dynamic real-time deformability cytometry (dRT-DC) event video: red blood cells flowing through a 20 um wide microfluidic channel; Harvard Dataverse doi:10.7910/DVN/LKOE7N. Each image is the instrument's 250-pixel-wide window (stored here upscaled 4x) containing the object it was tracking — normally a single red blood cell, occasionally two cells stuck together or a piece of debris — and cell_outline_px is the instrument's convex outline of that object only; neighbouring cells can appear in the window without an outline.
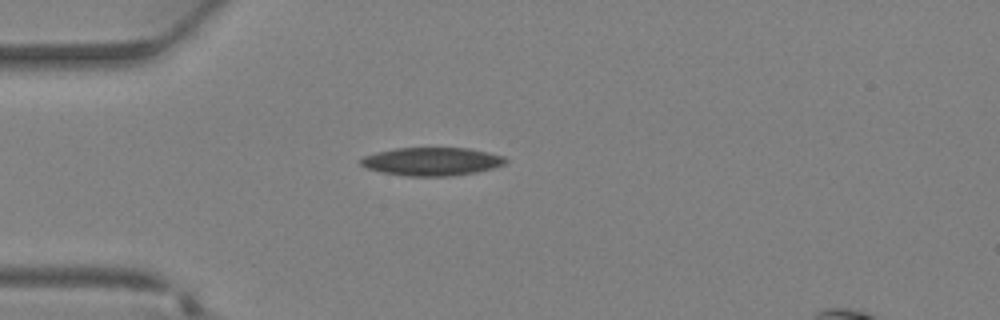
{"species": "Egyptian fruit bat (a non-hibernating species)", "species_latin": "Rousettus aegyptiacus", "temperature_condition": "warm", "stored_images_in_passage": 29, "camera_frame_rate_fps": 3000, "um_per_image_px": 0.085, "animal": {"sex": "female"}, "frame": {"image": 1, "passage_image": 1, "time_ms": 0.0, "image_size_px": [1000, 320], "cell_outline_px": [[508, 160], [504, 164], [492, 168], [476, 172], [452, 176], [404, 176], [380, 172], [368, 168], [360, 164], [360, 160], [364, 156], [376, 152], [396, 148], [468, 148], [488, 152], [504, 156]], "centroid_in_image_um": [36.7, 13.73], "position_along_channel_um": 48.3, "area_um2": 23.81}}
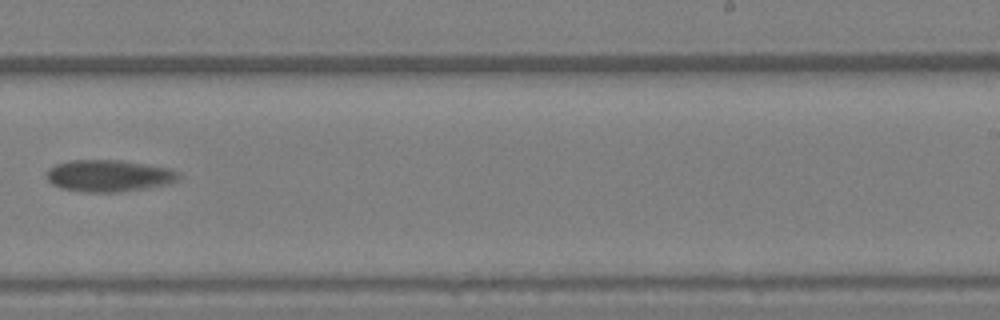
{"frame": {"image": 2, "passage_image": 15, "time_ms": 4.667, "image_size_px": [1000, 320], "cell_outline_px": [[184, 176], [172, 184], [120, 192], [88, 192], [60, 188], [52, 184], [48, 180], [48, 168], [56, 164], [68, 160], [120, 160], [172, 168], [180, 172]], "centroid_in_image_um": [9.34, 14.94], "position_along_channel_um": 279.7, "area_um2": 24.85}}
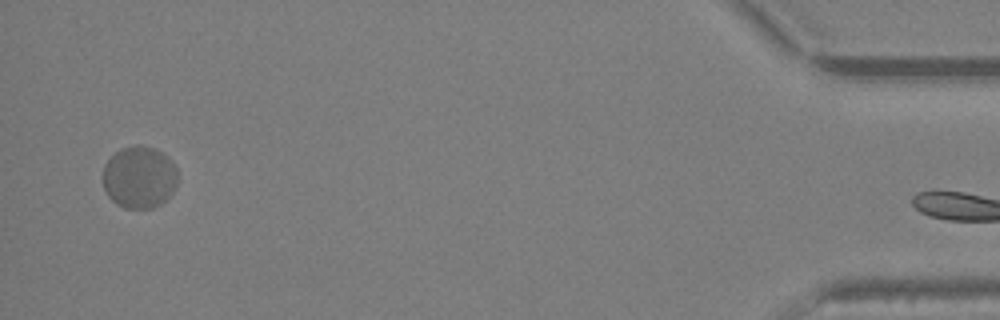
{"frame": {"image": 3, "passage_image": 28, "time_ms": 9.0, "image_size_px": [1000, 320], "cell_outline_px": [[176, 188], [160, 204], [152, 208], [124, 208], [116, 204], [108, 196], [104, 188], [104, 164], [120, 148], [136, 144], [140, 144], [156, 148], [164, 152], [168, 156], [176, 168]], "centroid_in_image_um": [11.84, 15.04], "position_along_channel_um": 423.4, "area_um2": 27.22}}